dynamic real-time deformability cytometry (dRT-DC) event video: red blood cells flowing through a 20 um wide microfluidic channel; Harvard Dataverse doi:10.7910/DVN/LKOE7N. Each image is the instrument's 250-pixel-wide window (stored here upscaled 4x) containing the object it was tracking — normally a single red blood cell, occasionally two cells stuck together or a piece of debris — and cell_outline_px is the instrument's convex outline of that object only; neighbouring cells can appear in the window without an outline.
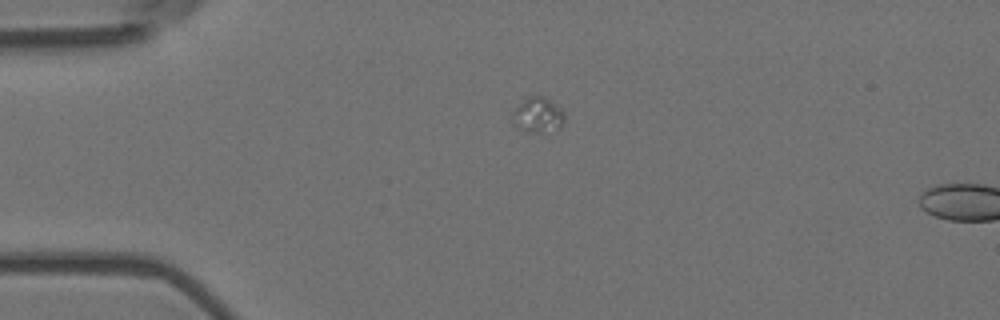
{"species": "Egyptian fruit bat (a non-hibernating species)", "species_latin": "Rousettus aegyptiacus", "temperature_condition": "room temperature", "stored_images_in_passage": 2, "camera_frame_rate_fps": 3000, "um_per_image_px": 0.085, "animal": {"sex": "female"}, "frame": {"image": 1, "passage_image": 1, "time_ms": 0.0, "image_size_px": [1000, 320], "cell_outline_px": [[564, 120], [556, 128], [540, 132], [524, 132], [516, 124], [512, 116], [516, 108], [528, 96], [544, 96], [564, 108]], "centroid_in_image_um": [45.76, 9.74], "position_along_channel_um": 39.2, "area_um2": 10.4}}